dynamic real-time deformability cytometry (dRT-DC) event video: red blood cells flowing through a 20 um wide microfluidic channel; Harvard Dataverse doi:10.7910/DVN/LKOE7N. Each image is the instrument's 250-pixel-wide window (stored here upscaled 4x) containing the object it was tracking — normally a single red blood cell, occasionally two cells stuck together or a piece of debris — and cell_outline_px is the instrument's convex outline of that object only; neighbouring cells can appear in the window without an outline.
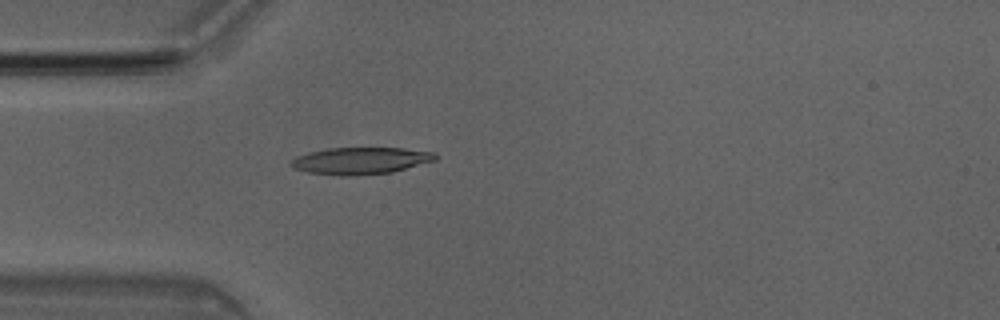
{"species": "Egyptian fruit bat (a non-hibernating species)", "species_latin": "Rousettus aegyptiacus", "temperature_condition": "room temperature", "stored_images_in_passage": 4, "camera_frame_rate_fps": 3000, "um_per_image_px": 0.085, "animal": {"sex": "male"}, "frame": {"image": 1, "passage_image": 4, "time_ms": 1.0, "image_size_px": [1000, 320], "cell_outline_px": [[440, 156], [436, 160], [392, 172], [348, 176], [344, 176], [308, 172], [296, 168], [288, 164], [288, 160], [296, 156], [308, 152], [328, 148], [404, 148], [436, 152]], "centroid_in_image_um": [30.66, 13.65], "position_along_channel_um": 54.3, "area_um2": 22.77}}